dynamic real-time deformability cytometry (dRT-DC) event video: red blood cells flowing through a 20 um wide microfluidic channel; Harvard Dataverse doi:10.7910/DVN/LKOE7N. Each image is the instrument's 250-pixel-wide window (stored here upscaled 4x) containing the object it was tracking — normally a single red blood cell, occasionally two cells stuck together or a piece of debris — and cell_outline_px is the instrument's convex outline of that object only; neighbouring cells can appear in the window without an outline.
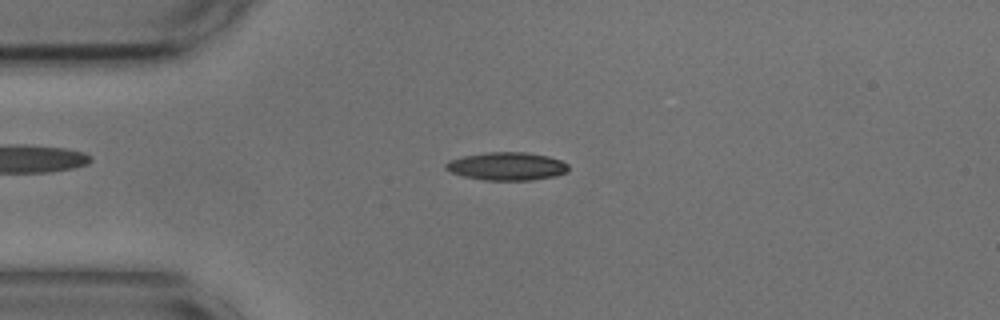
{"species": "common noctule bat (a hibernating species)", "species_latin": "Nyctalus noctula", "temperature_condition": "cold", "stored_images_in_passage": 4, "camera_frame_rate_fps": 3000, "um_per_image_px": 0.085, "animal": {"sex": "male", "body_mass_g": 17.9, "forearm_length_mm": 54.2}, "frame": {"image": 1, "passage_image": 3, "time_ms": 0.667, "image_size_px": [1000, 320], "cell_outline_px": [[568, 172], [556, 176], [532, 180], [484, 180], [464, 176], [452, 172], [444, 168], [444, 164], [448, 160], [464, 156], [488, 152], [524, 152], [548, 156], [560, 160], [568, 164]], "centroid_in_image_um": [43.09, 14.13], "position_along_channel_um": 41.9, "area_um2": 20.06}}